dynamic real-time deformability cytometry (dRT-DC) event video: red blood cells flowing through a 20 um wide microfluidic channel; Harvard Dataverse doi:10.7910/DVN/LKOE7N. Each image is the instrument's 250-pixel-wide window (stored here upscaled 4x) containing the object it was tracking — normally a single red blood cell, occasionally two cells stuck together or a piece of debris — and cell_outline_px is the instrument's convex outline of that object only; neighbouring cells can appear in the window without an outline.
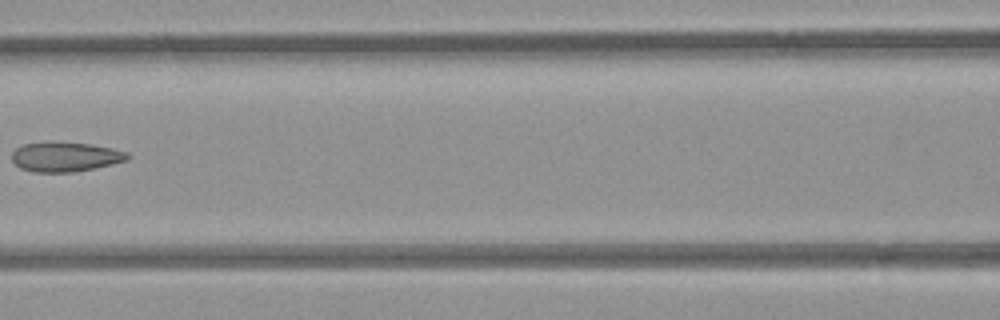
{"species": "common noctule bat (a hibernating species)", "species_latin": "Nyctalus noctula", "temperature_condition": "room temperature", "stored_images_in_passage": 8, "camera_frame_rate_fps": 3000, "um_per_image_px": 0.085, "animal": {"sex": "female", "body_mass_g": 21.9}, "frame": {"image": 1, "passage_image": 7, "time_ms": 2.0, "image_size_px": [1000, 320], "cell_outline_px": [[132, 156], [128, 160], [112, 164], [72, 172], [32, 172], [20, 168], [12, 160], [12, 152], [16, 148], [24, 144], [48, 140], [52, 140], [88, 144], [112, 148], [128, 152]], "centroid_in_image_um": [5.54, 13.3], "position_along_channel_um": 161.1, "area_um2": 20.29}}
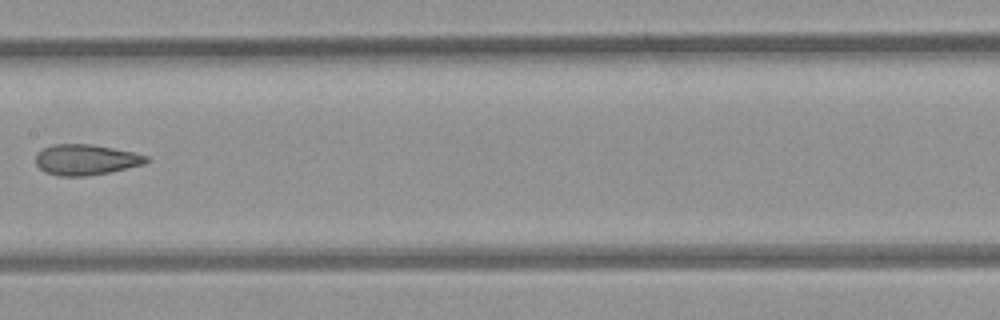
{"frame": {"image": 2, "passage_image": 8, "time_ms": 2.333, "image_size_px": [1000, 320], "cell_outline_px": [[152, 160], [144, 164], [108, 172], [84, 176], [60, 176], [44, 172], [36, 164], [36, 152], [52, 144], [92, 144], [132, 152], [148, 156]], "centroid_in_image_um": [7.28, 13.57], "position_along_channel_um": 200.1, "area_um2": 19.71}}